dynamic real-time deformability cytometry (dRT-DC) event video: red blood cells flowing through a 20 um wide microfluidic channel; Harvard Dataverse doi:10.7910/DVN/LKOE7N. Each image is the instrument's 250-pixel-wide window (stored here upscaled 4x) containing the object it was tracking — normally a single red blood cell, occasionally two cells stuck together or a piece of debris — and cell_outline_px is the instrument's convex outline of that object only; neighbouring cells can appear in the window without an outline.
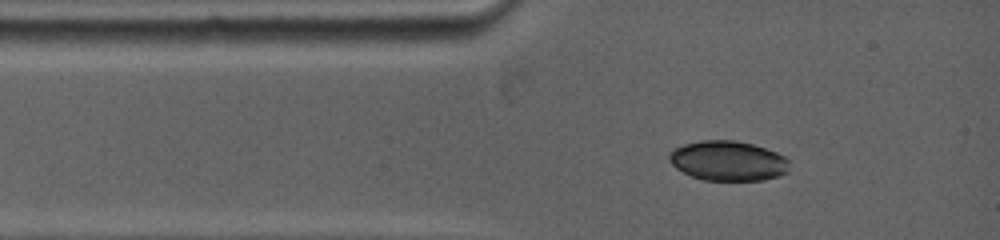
{"species": "common noctule bat (a hibernating species)", "species_latin": "Nyctalus noctula", "temperature_condition": "warm", "stored_images_in_passage": 2, "camera_frame_rate_fps": 5000, "um_per_image_px": 0.085, "animal": {"sex": "female", "body_mass_g": 19.0, "forearm_length_mm": 53.3}, "frame": {"image": 1, "passage_image": 2, "time_ms": 0.8, "image_size_px": [1000, 240], "cell_outline_px": [[784, 172], [776, 176], [760, 180], [704, 180], [692, 176], [676, 168], [672, 164], [672, 152], [676, 148], [684, 144], [704, 140], [732, 140], [752, 144], [764, 148], [780, 156], [784, 160]], "centroid_in_image_um": [61.79, 13.67], "position_along_channel_um": 23.2, "area_um2": 26.65}}